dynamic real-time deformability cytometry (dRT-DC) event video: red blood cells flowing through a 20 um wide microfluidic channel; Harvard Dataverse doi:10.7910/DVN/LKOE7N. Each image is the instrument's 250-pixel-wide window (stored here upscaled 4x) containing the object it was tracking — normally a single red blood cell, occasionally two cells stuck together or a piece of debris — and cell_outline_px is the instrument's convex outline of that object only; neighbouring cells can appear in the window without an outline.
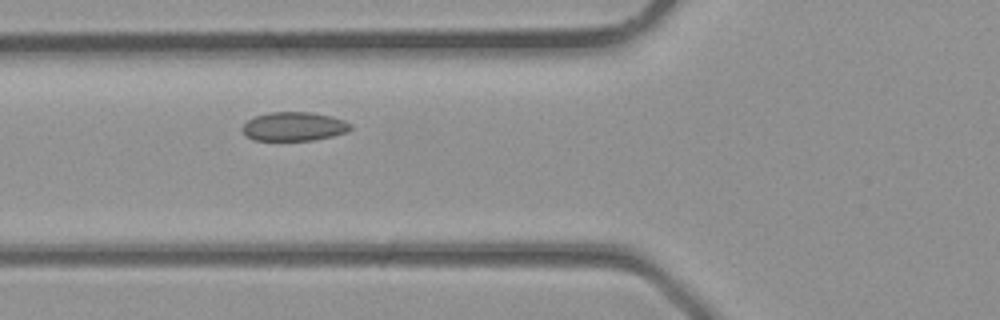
{"species": "common noctule bat (a hibernating species)", "species_latin": "Nyctalus noctula", "temperature_condition": "room temperature", "stored_images_in_passage": 4, "camera_frame_rate_fps": 3000, "um_per_image_px": 0.085, "animal": {"sex": "male", "body_mass_g": 23.1, "forearm_length_mm": 52.7}, "frame": {"image": 1, "passage_image": 3, "time_ms": 0.667, "image_size_px": [1000, 320], "cell_outline_px": [[352, 128], [348, 132], [332, 136], [312, 140], [252, 140], [244, 136], [240, 128], [248, 120], [256, 116], [268, 112], [308, 112], [332, 116], [344, 120], [352, 124]], "centroid_in_image_um": [24.97, 10.75], "position_along_channel_um": 100.8, "area_um2": 18.38}}
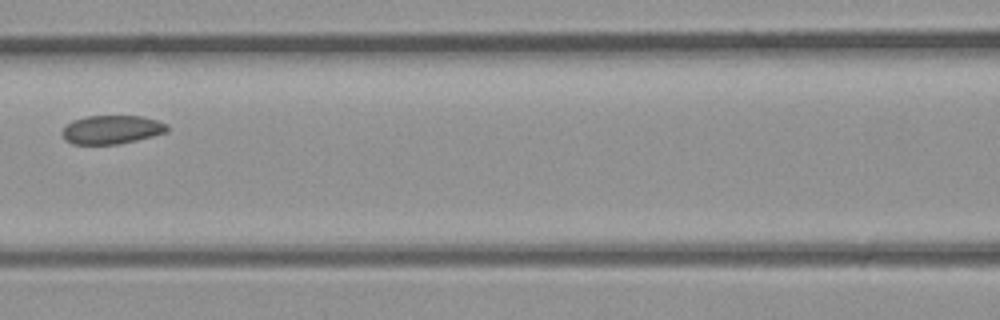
{"frame": {"image": 2, "passage_image": 4, "time_ms": 1.0, "image_size_px": [1000, 320], "cell_outline_px": [[168, 132], [120, 144], [72, 144], [64, 140], [60, 132], [72, 120], [84, 116], [140, 116], [156, 120], [168, 124]], "centroid_in_image_um": [9.47, 11.02], "position_along_channel_um": 157.1, "area_um2": 17.63}}